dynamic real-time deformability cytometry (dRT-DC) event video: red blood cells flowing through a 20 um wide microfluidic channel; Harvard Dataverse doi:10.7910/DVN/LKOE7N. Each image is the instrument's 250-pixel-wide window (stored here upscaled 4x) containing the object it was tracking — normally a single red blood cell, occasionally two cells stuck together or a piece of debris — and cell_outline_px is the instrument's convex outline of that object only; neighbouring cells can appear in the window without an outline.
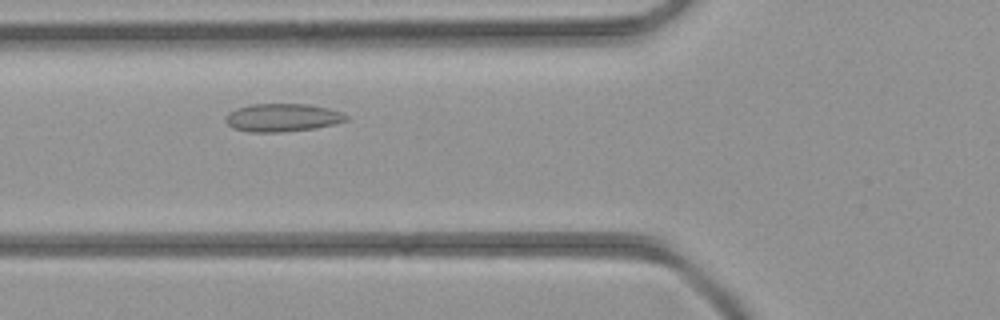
{"species": "common noctule bat (a hibernating species)", "species_latin": "Nyctalus noctula", "temperature_condition": "room temperature", "stored_images_in_passage": 19, "camera_frame_rate_fps": 3000, "um_per_image_px": 0.085, "animal": {"sex": "female", "body_mass_g": 21.9}, "frame": {"image": 1, "passage_image": 4, "time_ms": 1.0, "image_size_px": [1000, 320], "cell_outline_px": [[348, 120], [336, 124], [316, 128], [280, 132], [248, 132], [232, 128], [224, 120], [228, 112], [236, 108], [248, 104], [308, 104], [328, 108], [340, 112], [348, 116]], "centroid_in_image_um": [23.98, 10.0], "position_along_channel_um": 101.8, "area_um2": 19.88}}